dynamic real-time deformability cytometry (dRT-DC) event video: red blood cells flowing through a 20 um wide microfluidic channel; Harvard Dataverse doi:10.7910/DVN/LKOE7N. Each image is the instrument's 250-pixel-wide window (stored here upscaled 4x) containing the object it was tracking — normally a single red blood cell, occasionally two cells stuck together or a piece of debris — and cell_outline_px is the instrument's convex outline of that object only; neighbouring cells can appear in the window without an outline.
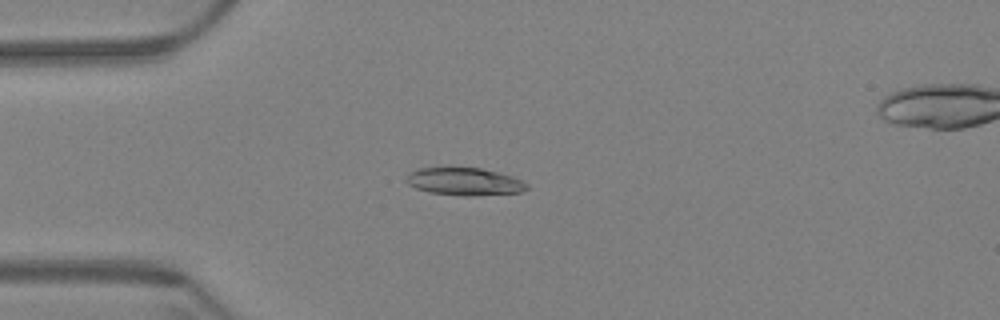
{"species": "Egyptian fruit bat (a non-hibernating species)", "species_latin": "Rousettus aegyptiacus", "temperature_condition": "warm", "stored_images_in_passage": 46, "camera_frame_rate_fps": 3000, "um_per_image_px": 0.085, "animal": {"sex": "female"}, "frame": {"image": 1, "passage_image": 1, "time_ms": 0.0, "image_size_px": [1000, 320], "cell_outline_px": [[528, 188], [520, 192], [472, 196], [464, 196], [428, 192], [416, 188], [408, 184], [404, 180], [408, 172], [420, 168], [448, 164], [480, 168], [512, 176], [528, 184]], "centroid_in_image_um": [39.38, 15.38], "position_along_channel_um": 45.6, "area_um2": 20.17}}
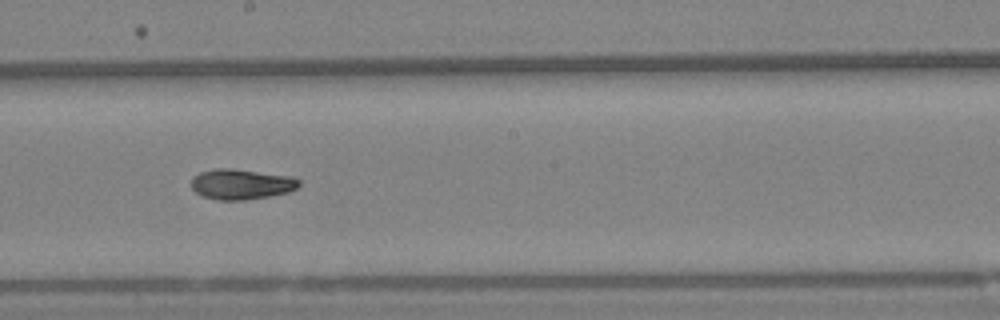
{"frame": {"image": 2, "passage_image": 19, "time_ms": 6.0, "image_size_px": [1000, 320], "cell_outline_px": [[300, 184], [296, 188], [288, 192], [268, 196], [244, 200], [216, 200], [200, 196], [192, 188], [192, 176], [200, 172], [216, 168], [228, 168], [292, 176], [300, 180]], "centroid_in_image_um": [20.48, 15.66], "position_along_channel_um": 227.7, "area_um2": 19.07}}
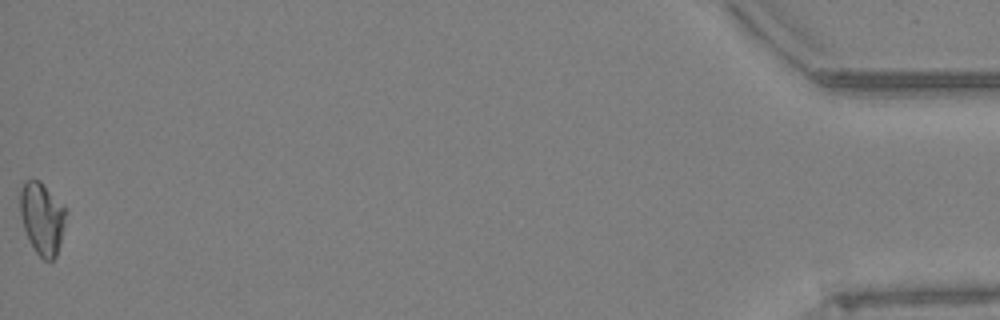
{"frame": {"image": 3, "passage_image": 46, "time_ms": 15.0, "image_size_px": [1000, 320], "cell_outline_px": [[68, 212], [60, 244], [56, 256], [52, 260], [44, 260], [36, 252], [28, 240], [24, 228], [20, 212], [20, 192], [24, 180], [40, 180], [68, 208]], "centroid_in_image_um": [3.61, 18.53], "position_along_channel_um": 431.6, "area_um2": 19.59}, "authors_computed_cell_mechanics": {"area_um2": 18.9873, "velocity_mm_per_s": 3.3615, "shape_relaxation_time_tau1_ms": 8.6353, "shape_relaxation_time_tau2_ms": 4.4779, "deformation_change_tau1": 0.2179, "deformation_change_tau2": 0.0774}}